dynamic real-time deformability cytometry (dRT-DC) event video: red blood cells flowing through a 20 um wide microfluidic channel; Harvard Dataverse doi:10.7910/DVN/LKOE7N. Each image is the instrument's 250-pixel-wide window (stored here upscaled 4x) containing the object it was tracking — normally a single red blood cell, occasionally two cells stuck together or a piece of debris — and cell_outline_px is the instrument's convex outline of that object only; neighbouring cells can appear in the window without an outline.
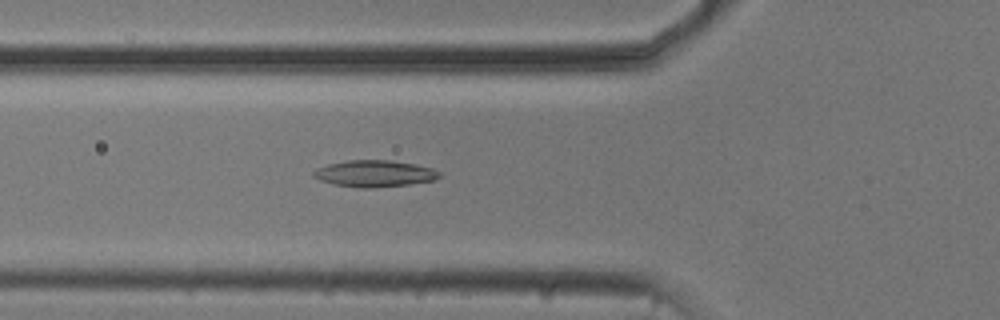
{"species": "common noctule bat (a hibernating species)", "species_latin": "Nyctalus noctula", "temperature_condition": "cold", "stored_images_in_passage": 53, "camera_frame_rate_fps": 3000, "um_per_image_px": 0.085, "animal": {"sex": "male", "body_mass_g": 20.5, "forearm_length_mm": 52.5}, "frame": {"image": 1, "passage_image": 19, "time_ms": 6.0, "image_size_px": [1000, 320], "cell_outline_px": [[440, 176], [432, 180], [408, 184], [372, 188], [356, 188], [332, 184], [320, 180], [312, 176], [312, 172], [316, 168], [328, 164], [348, 160], [388, 160], [416, 164], [432, 168], [440, 172]], "centroid_in_image_um": [31.78, 14.75], "position_along_channel_um": 94.0, "area_um2": 19.54}}
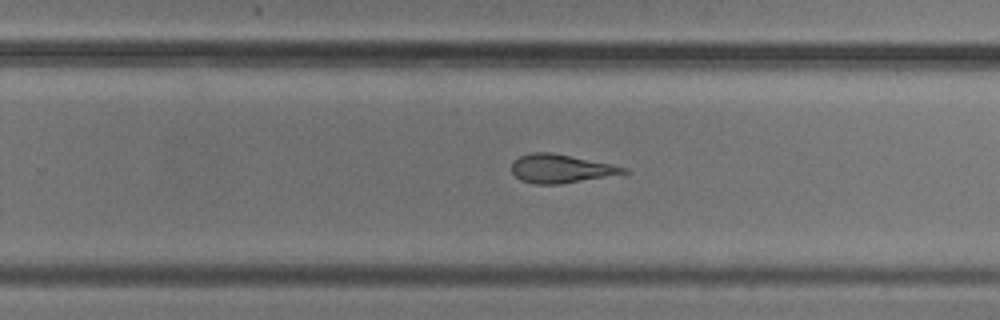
{"frame": {"image": 2, "passage_image": 34, "time_ms": 11.0, "image_size_px": [1000, 320], "cell_outline_px": [[628, 176], [560, 184], [536, 184], [520, 180], [512, 172], [512, 160], [520, 156], [532, 152], [552, 152], [612, 164], [628, 168]], "centroid_in_image_um": [47.81, 14.36], "position_along_channel_um": 282.0, "area_um2": 19.42}}
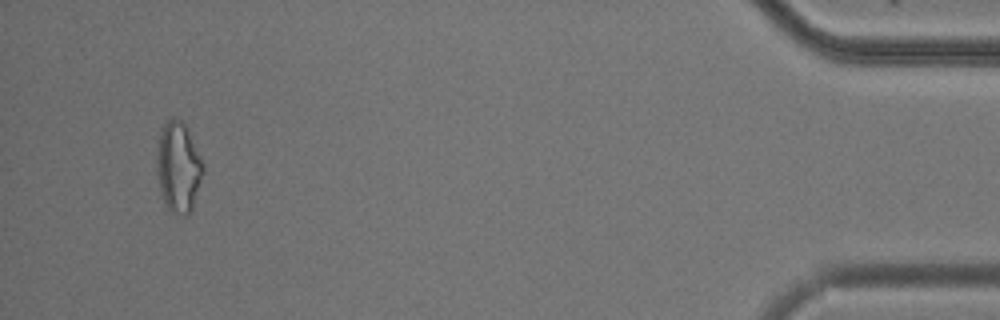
{"frame": {"image": 3, "passage_image": 51, "time_ms": 16.667, "image_size_px": [1000, 320], "cell_outline_px": [[204, 172], [192, 208], [188, 216], [184, 216], [172, 212], [168, 208], [160, 192], [156, 168], [156, 156], [160, 128], [168, 120], [180, 120], [188, 128], [204, 164]], "centroid_in_image_um": [15.16, 14.21], "position_along_channel_um": 420.0, "area_um2": 24.51}, "authors_computed_cell_mechanics": {"area_um2": 20.519, "velocity_mm_per_s": 3.7482, "shape_relaxation_time_tau1_ms": null, "shape_relaxation_time_tau2_ms": 5.2174, "deformation_change_tau1": null, "deformation_change_tau2": 0.1834}}